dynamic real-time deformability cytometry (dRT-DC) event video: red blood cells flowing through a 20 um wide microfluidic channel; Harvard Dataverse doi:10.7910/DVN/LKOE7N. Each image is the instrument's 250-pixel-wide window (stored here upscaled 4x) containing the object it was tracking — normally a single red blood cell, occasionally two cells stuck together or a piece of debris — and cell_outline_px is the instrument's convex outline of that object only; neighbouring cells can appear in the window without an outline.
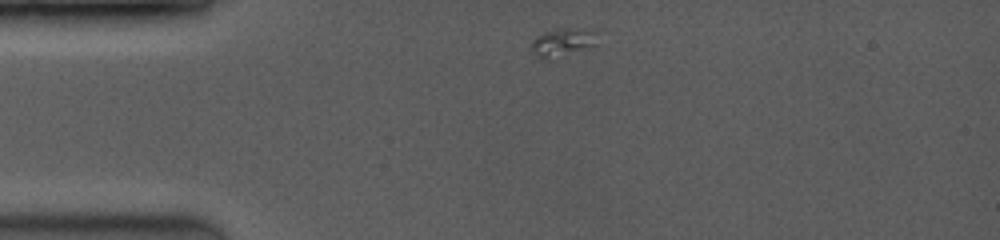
{"species": "common noctule bat (a hibernating species)", "species_latin": "Nyctalus noctula", "temperature_condition": "room temperature", "stored_images_in_passage": 37, "camera_frame_rate_fps": 3500, "um_per_image_px": 0.085, "animal": {"sex": "female", "body_mass_g": 19.0, "forearm_length_mm": 53.3}, "frame": {"image": 1, "passage_image": 1, "time_ms": 0.0, "image_size_px": [1000, 240], "cell_outline_px": [[596, 44], [556, 60], [540, 60], [536, 56], [532, 48], [532, 44], [536, 36], [560, 28], [596, 32]], "centroid_in_image_um": [47.77, 3.68], "position_along_channel_um": 37.2, "area_um2": 10.64}}